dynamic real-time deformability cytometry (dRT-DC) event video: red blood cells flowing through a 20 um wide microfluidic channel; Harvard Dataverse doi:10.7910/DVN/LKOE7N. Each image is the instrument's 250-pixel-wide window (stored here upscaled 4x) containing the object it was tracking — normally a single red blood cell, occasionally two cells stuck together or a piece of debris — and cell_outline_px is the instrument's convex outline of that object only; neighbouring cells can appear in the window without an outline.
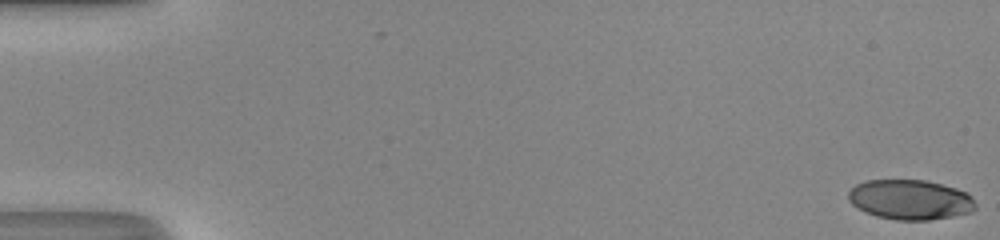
{"species": "human", "species_latin": "Homo sapiens", "temperature_condition": "room temperature", "stored_images_in_passage": 51, "camera_frame_rate_fps": 3000, "um_per_image_px": 0.085, "donor": {"sex": "male"}, "frame": {"image": 1, "passage_image": 1, "time_ms": 0.0, "image_size_px": [1000, 240], "cell_outline_px": [[976, 208], [972, 212], [952, 216], [928, 220], [896, 220], [876, 216], [852, 204], [848, 200], [848, 192], [856, 184], [864, 180], [924, 180], [956, 188], [972, 196], [976, 204]], "centroid_in_image_um": [77.37, 16.97], "position_along_channel_um": 7.6, "area_um2": 29.48}}
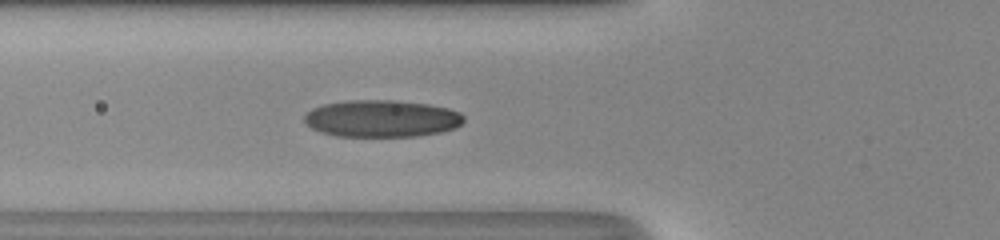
{"frame": {"image": 2, "passage_image": 20, "time_ms": 6.333, "image_size_px": [1000, 240], "cell_outline_px": [[464, 120], [456, 128], [440, 132], [416, 136], [336, 136], [320, 132], [312, 128], [304, 120], [304, 116], [312, 108], [324, 104], [348, 100], [396, 100], [428, 104], [448, 108], [460, 112], [464, 116]], "centroid_in_image_um": [32.46, 10.07], "position_along_channel_um": 93.3, "area_um2": 34.45}}
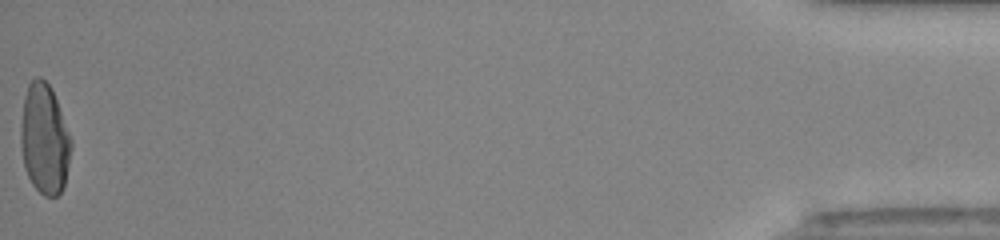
{"frame": {"image": 3, "passage_image": 51, "time_ms": 16.667, "image_size_px": [1000, 240], "cell_outline_px": [[72, 148], [64, 188], [56, 196], [44, 196], [32, 184], [24, 168], [20, 144], [20, 128], [24, 96], [28, 84], [36, 76], [40, 76], [52, 88], [72, 140]], "centroid_in_image_um": [3.78, 11.82], "position_along_channel_um": 431.4, "area_um2": 32.71}, "authors_computed_cell_mechanics": {"area_um2": 31.8478, "velocity_mm_per_s": 4.2253, "shape_relaxation_time_tau1_ms": 6.5737, "shape_relaxation_time_tau2_ms": 0.8075, "deformation_change_tau1": 0.2362, "deformation_change_tau2": 0.0566}}